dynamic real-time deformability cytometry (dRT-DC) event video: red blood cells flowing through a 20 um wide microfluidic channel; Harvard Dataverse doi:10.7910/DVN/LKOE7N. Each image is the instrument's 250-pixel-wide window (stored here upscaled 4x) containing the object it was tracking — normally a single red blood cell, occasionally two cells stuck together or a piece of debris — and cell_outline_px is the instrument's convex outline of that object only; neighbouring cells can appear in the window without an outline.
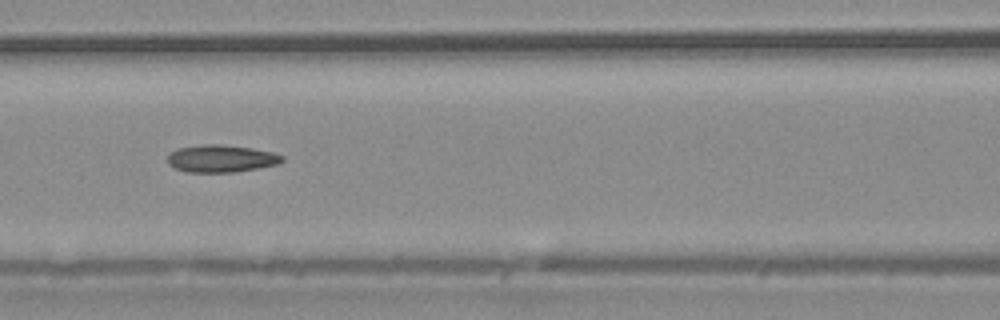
{"species": "common noctule bat (a hibernating species)", "species_latin": "Nyctalus noctula", "temperature_condition": "warm", "stored_images_in_passage": 6, "camera_frame_rate_fps": 3000, "um_per_image_px": 0.085, "animal": {"sex": "male", "body_mass_g": 20.4}, "frame": {"image": 1, "passage_image": 4, "time_ms": 1.0, "image_size_px": [1000, 320], "cell_outline_px": [[284, 160], [276, 164], [236, 172], [188, 172], [176, 168], [168, 164], [168, 156], [176, 148], [204, 144], [220, 144], [252, 148], [272, 152], [284, 156]], "centroid_in_image_um": [18.79, 13.47], "position_along_channel_um": 147.8, "area_um2": 18.15}}
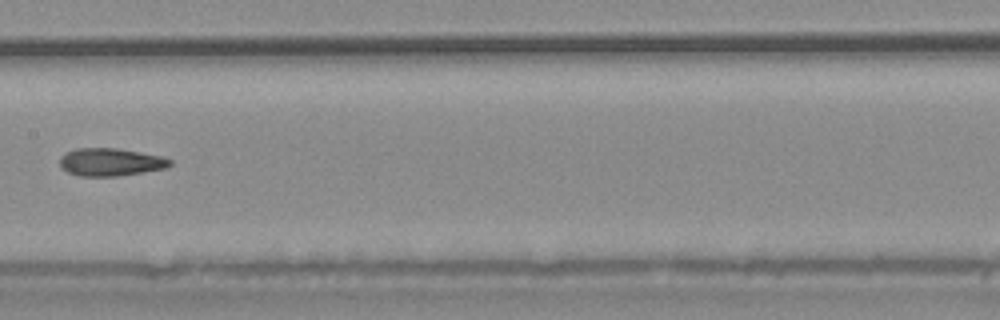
{"frame": {"image": 2, "passage_image": 5, "time_ms": 1.333, "image_size_px": [1000, 320], "cell_outline_px": [[172, 164], [168, 168], [116, 176], [80, 176], [68, 172], [60, 164], [60, 156], [64, 152], [76, 148], [116, 148], [140, 152], [160, 156], [172, 160]], "centroid_in_image_um": [9.39, 13.77], "position_along_channel_um": 198.0, "area_um2": 17.8}}
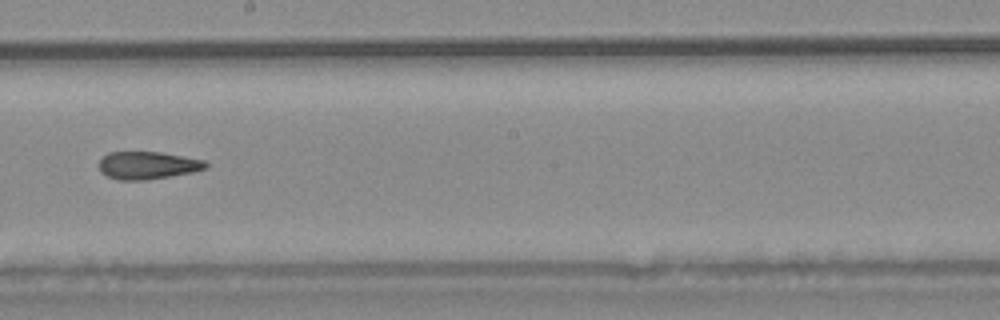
{"frame": {"image": 3, "passage_image": 6, "time_ms": 1.667, "image_size_px": [1000, 320], "cell_outline_px": [[208, 168], [192, 172], [148, 180], [120, 180], [108, 176], [100, 172], [100, 160], [108, 152], [160, 152], [204, 160], [208, 164]], "centroid_in_image_um": [12.56, 14.05], "position_along_channel_um": 235.6, "area_um2": 17.11}}